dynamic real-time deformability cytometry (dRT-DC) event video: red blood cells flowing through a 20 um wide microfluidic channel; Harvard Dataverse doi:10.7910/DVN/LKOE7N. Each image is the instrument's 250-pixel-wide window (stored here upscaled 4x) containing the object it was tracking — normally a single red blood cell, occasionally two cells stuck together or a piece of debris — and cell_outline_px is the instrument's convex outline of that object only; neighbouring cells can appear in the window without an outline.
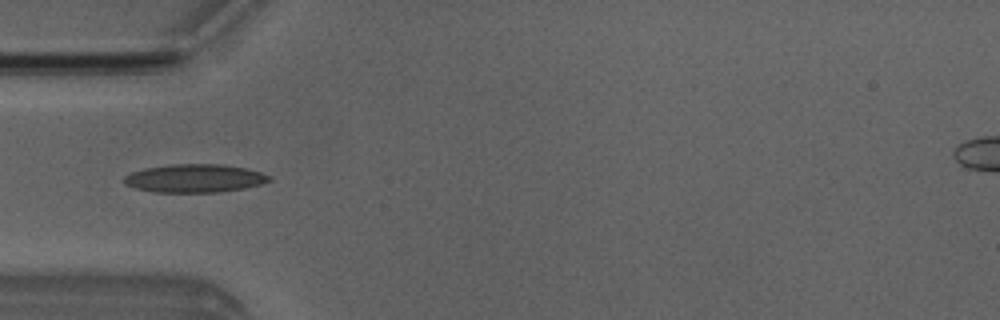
{"species": "Egyptian fruit bat (a non-hibernating species)", "species_latin": "Rousettus aegyptiacus", "temperature_condition": "room temperature", "stored_images_in_passage": 5, "camera_frame_rate_fps": 3000, "um_per_image_px": 0.085, "animal": {"sex": "male"}, "frame": {"image": 1, "passage_image": 4, "time_ms": 4.333, "image_size_px": [1000, 320], "cell_outline_px": [[272, 180], [260, 184], [244, 188], [220, 192], [152, 192], [136, 188], [124, 184], [124, 176], [132, 172], [144, 168], [172, 164], [224, 164], [244, 168], [260, 172], [272, 176]], "centroid_in_image_um": [16.55, 15.15], "position_along_channel_um": 68.5, "area_um2": 23.93}}